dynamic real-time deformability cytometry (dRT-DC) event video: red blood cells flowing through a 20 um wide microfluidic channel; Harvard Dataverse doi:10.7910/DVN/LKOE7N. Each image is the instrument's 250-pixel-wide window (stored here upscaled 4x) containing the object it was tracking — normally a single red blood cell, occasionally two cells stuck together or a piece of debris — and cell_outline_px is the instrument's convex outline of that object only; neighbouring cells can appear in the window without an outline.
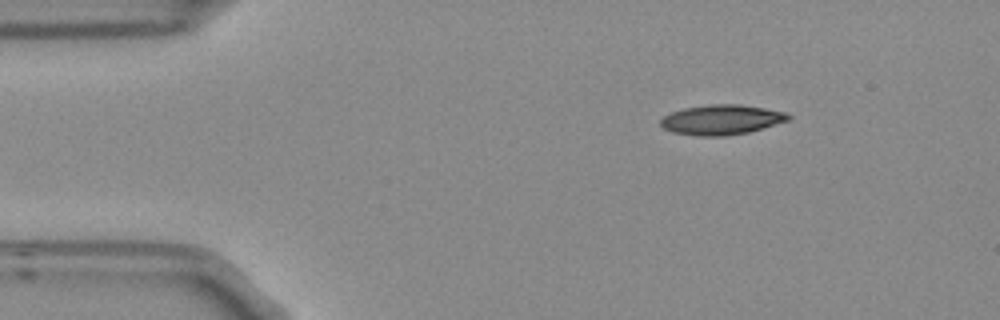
{"species": "Egyptian fruit bat (a non-hibernating species)", "species_latin": "Rousettus aegyptiacus", "temperature_condition": "room temperature", "stored_images_in_passage": 3, "camera_frame_rate_fps": 3000, "um_per_image_px": 0.085, "frame": {"image": 1, "passage_image": 1, "time_ms": 0.0, "image_size_px": [1000, 320], "cell_outline_px": [[792, 116], [788, 120], [748, 132], [724, 136], [696, 136], [672, 132], [664, 128], [660, 124], [660, 120], [664, 116], [672, 112], [684, 108], [712, 104], [740, 104], [788, 112]], "centroid_in_image_um": [61.32, 10.17], "position_along_channel_um": 23.7, "area_um2": 22.2}}